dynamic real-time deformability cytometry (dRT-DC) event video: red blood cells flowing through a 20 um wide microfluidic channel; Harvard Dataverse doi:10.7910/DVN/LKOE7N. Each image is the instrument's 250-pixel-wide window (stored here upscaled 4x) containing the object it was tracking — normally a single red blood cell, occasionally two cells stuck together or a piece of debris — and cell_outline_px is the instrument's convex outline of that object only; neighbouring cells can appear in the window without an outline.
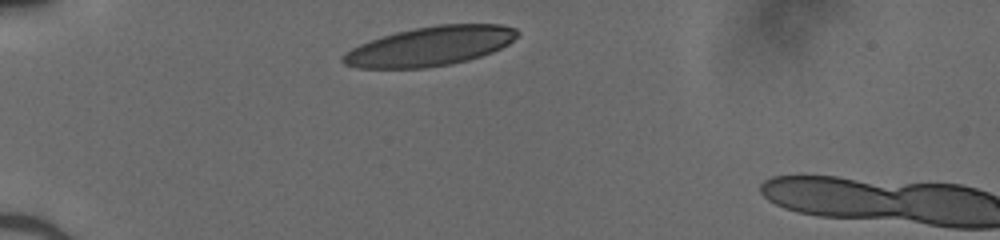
{"species": "human", "species_latin": "Homo sapiens", "temperature_condition": "cold", "stored_images_in_passage": 8, "camera_frame_rate_fps": 3000, "um_per_image_px": 0.085, "donor": {"sex": "male"}, "frame": {"image": 1, "passage_image": 1, "time_ms": 0.0, "image_size_px": [1000, 240], "cell_outline_px": [[520, 32], [508, 44], [492, 52], [468, 60], [452, 64], [424, 68], [356, 68], [344, 64], [340, 60], [340, 56], [344, 52], [360, 44], [396, 32], [436, 24], [500, 24], [516, 28]], "centroid_in_image_um": [36.54, 3.93], "position_along_channel_um": 48.5, "area_um2": 39.94}}
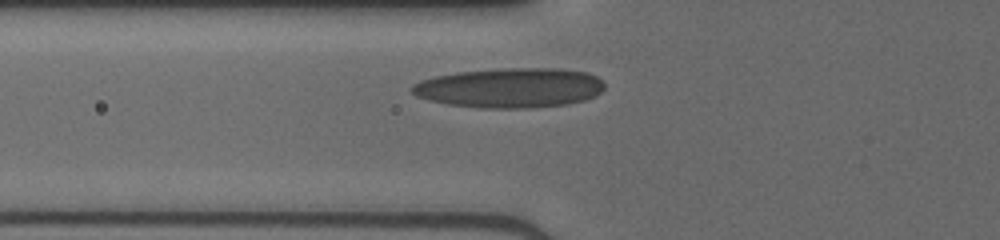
{"frame": {"image": 2, "passage_image": 5, "time_ms": 1.333, "image_size_px": [1000, 240], "cell_outline_px": [[604, 88], [600, 92], [584, 100], [568, 104], [532, 108], [484, 108], [448, 104], [428, 100], [416, 96], [408, 88], [412, 84], [420, 80], [436, 76], [456, 72], [500, 68], [560, 68], [588, 72], [604, 80]], "centroid_in_image_um": [43.34, 7.46], "position_along_channel_um": 82.5, "area_um2": 45.03}}
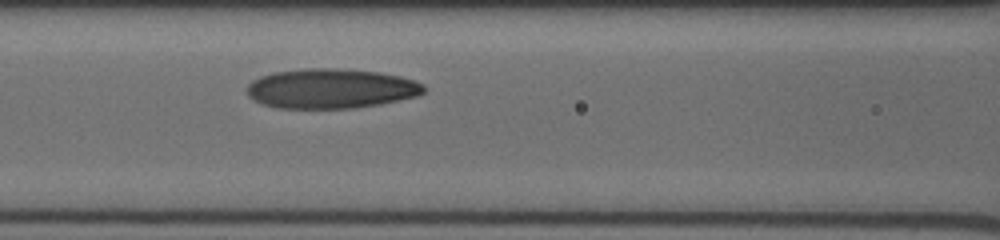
{"frame": {"image": 3, "passage_image": 8, "time_ms": 2.333, "image_size_px": [1000, 240], "cell_outline_px": [[424, 92], [416, 96], [380, 104], [352, 108], [276, 108], [264, 104], [248, 96], [248, 84], [252, 80], [260, 76], [272, 72], [304, 68], [336, 68], [380, 72], [400, 76], [424, 84]], "centroid_in_image_um": [28.11, 7.52], "position_along_channel_um": 138.5, "area_um2": 40.92}}